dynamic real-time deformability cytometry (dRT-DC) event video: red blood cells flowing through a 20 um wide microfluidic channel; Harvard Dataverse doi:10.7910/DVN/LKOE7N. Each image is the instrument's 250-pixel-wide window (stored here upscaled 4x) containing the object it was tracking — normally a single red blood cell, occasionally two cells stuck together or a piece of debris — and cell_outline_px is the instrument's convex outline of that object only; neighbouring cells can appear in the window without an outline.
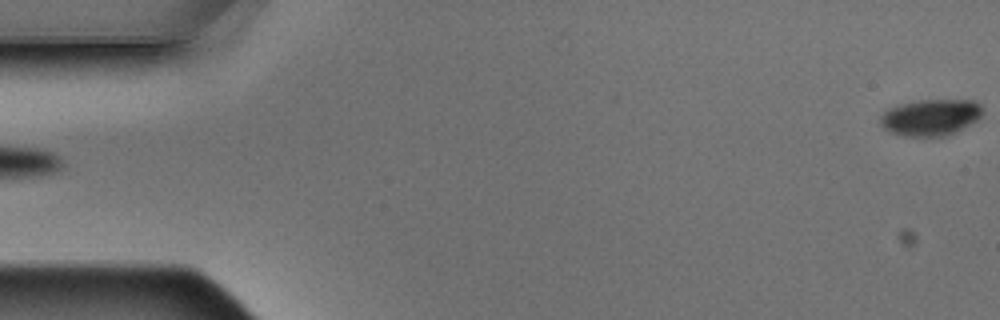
{"species": "Egyptian fruit bat (a non-hibernating species)", "species_latin": "Rousettus aegyptiacus", "temperature_condition": "warm", "stored_images_in_passage": 5, "segment_of_instrument_passage": [2, 2], "camera_frame_rate_fps": 3000, "um_per_image_px": 0.085, "animal": {"sex": "male"}, "frame": {"image": 1, "passage_image": 5, "time_ms": 1.333, "image_size_px": [1000, 320], "cell_outline_px": [[984, 112], [976, 120], [956, 132], [948, 136], [904, 136], [892, 132], [884, 128], [880, 124], [880, 116], [888, 108], [900, 104], [920, 100], [976, 100], [984, 108]], "centroid_in_image_um": [79.12, 9.97], "position_along_channel_um": 5.9, "area_um2": 21.79}}